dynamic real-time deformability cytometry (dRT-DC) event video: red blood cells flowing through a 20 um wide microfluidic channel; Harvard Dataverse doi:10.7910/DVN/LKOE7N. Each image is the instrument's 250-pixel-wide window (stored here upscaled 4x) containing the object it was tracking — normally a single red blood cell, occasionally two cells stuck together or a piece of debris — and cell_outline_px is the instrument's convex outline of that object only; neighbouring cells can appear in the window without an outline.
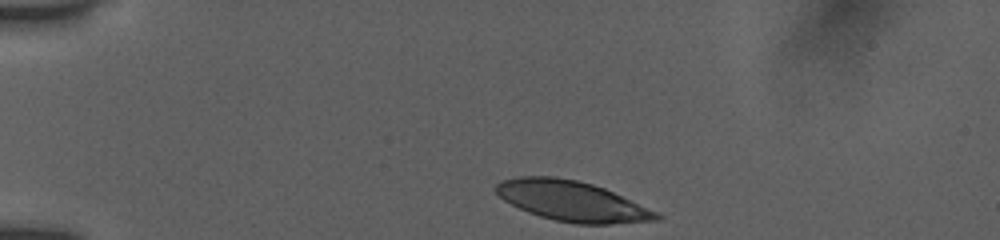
{"species": "human", "species_latin": "Homo sapiens", "temperature_condition": "room temperature", "stored_images_in_passage": 36, "camera_frame_rate_fps": 3000, "um_per_image_px": 0.085, "donor": {"sex": "female"}, "frame": {"image": 1, "passage_image": 1, "time_ms": 0.0, "image_size_px": [1000, 240], "cell_outline_px": [[664, 216], [660, 220], [608, 224], [576, 224], [556, 220], [540, 216], [528, 212], [504, 200], [492, 188], [500, 180], [520, 176], [552, 176], [576, 180], [592, 184], [604, 188], [660, 212]], "centroid_in_image_um": [48.65, 17.09], "position_along_channel_um": 36.4, "area_um2": 37.69}}
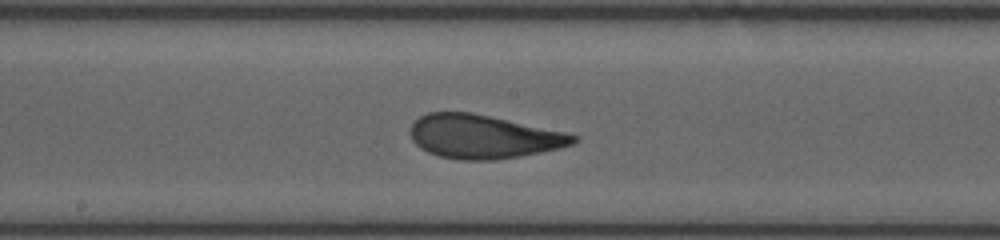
{"frame": {"image": 2, "passage_image": 19, "time_ms": 6.0, "image_size_px": [1000, 240], "cell_outline_px": [[580, 140], [572, 144], [560, 148], [520, 156], [496, 160], [456, 160], [440, 156], [428, 152], [420, 148], [412, 140], [412, 124], [420, 116], [428, 112], [472, 112], [568, 132], [580, 136]], "centroid_in_image_um": [41.13, 11.61], "position_along_channel_um": 207.1, "area_um2": 41.67}}
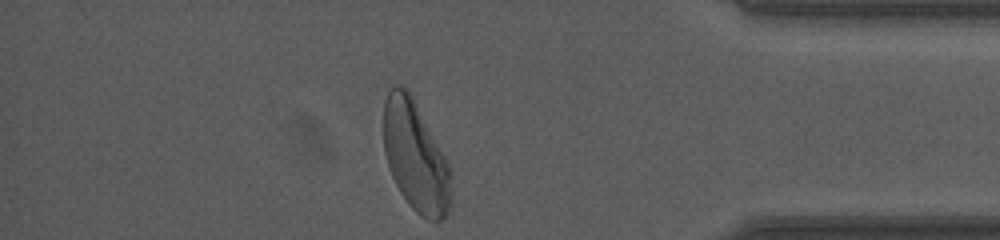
{"frame": {"image": 3, "passage_image": 36, "time_ms": 11.667, "image_size_px": [1000, 240], "cell_outline_px": [[452, 204], [448, 212], [440, 220], [428, 220], [420, 216], [408, 204], [400, 192], [392, 176], [384, 152], [384, 100], [388, 88], [392, 84], [400, 84], [412, 92], [452, 168]], "centroid_in_image_um": [35.35, 13.25], "position_along_channel_um": 399.9, "area_um2": 44.68}, "authors_computed_cell_mechanics": {"area_um2": 41.3848, "velocity_mm_per_s": 3.853, "shape_relaxation_time_tau1_ms": 3.221, "shape_relaxation_time_tau2_ms": 0.9397, "deformation_change_tau1": 0.1703, "deformation_change_tau2": 0.0739}}